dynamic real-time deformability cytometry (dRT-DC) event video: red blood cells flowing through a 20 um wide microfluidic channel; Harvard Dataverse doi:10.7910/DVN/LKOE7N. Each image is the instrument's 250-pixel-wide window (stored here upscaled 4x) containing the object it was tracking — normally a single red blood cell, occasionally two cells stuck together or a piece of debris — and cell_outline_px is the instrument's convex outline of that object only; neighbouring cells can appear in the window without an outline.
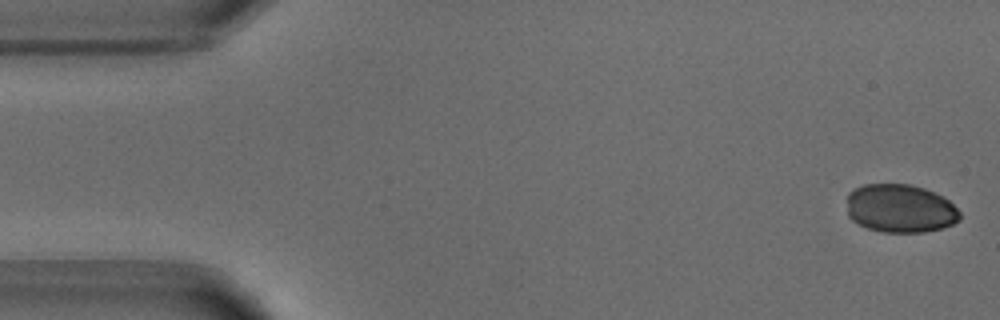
{"species": "common noctule bat (a hibernating species)", "species_latin": "Nyctalus noctula", "temperature_condition": "warm", "stored_images_in_passage": 51, "camera_frame_rate_fps": 3000, "um_per_image_px": 0.085, "animal": {"sex": "male", "body_mass_g": 18.8}, "frame": {"image": 1, "passage_image": 1, "time_ms": 0.0, "image_size_px": [1000, 320], "cell_outline_px": [[960, 220], [952, 224], [940, 228], [924, 232], [884, 232], [868, 228], [852, 220], [848, 216], [848, 192], [852, 188], [864, 184], [912, 184], [924, 188], [944, 196], [960, 212]], "centroid_in_image_um": [76.51, 17.7], "position_along_channel_um": 8.5, "area_um2": 31.96}}
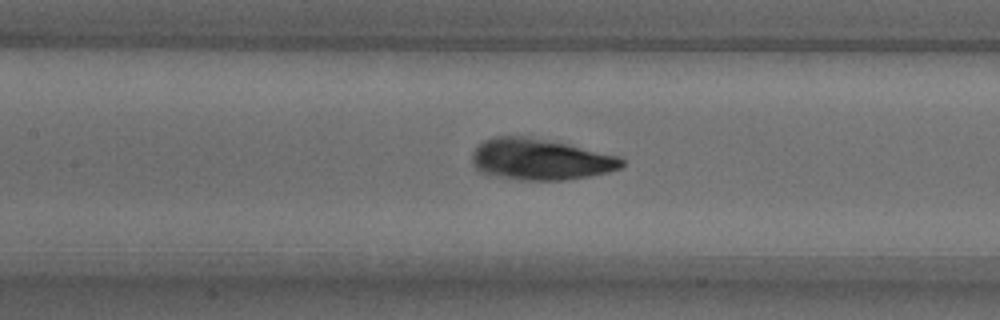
{"frame": {"image": 2, "passage_image": 22, "time_ms": 7.0, "image_size_px": [1000, 320], "cell_outline_px": [[624, 164], [620, 168], [608, 172], [588, 176], [564, 180], [524, 180], [500, 176], [480, 172], [472, 164], [472, 152], [484, 140], [492, 136], [524, 136], [564, 144], [620, 156], [624, 160]], "centroid_in_image_um": [45.91, 13.55], "position_along_channel_um": 161.5, "area_um2": 35.49}}
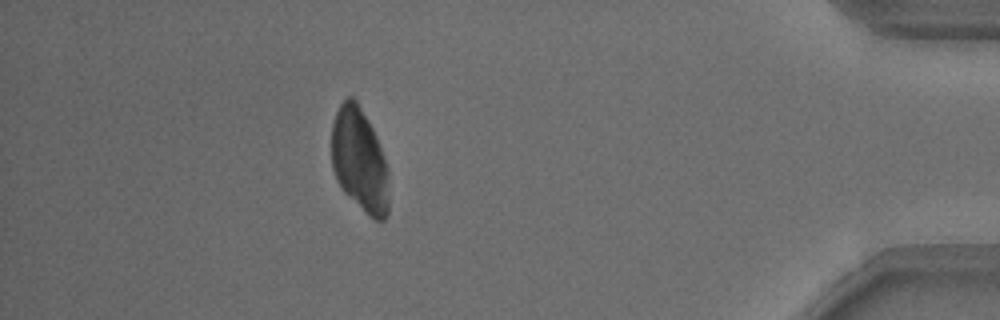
{"frame": {"image": 3, "passage_image": 45, "time_ms": 14.667, "image_size_px": [1000, 320], "cell_outline_px": [[388, 216], [384, 220], [376, 220], [344, 192], [340, 188], [336, 180], [332, 168], [332, 124], [336, 112], [340, 104], [348, 96], [352, 96], [356, 100], [368, 120], [376, 136], [388, 168]], "centroid_in_image_um": [30.55, 13.6], "position_along_channel_um": 404.6, "area_um2": 34.45}}